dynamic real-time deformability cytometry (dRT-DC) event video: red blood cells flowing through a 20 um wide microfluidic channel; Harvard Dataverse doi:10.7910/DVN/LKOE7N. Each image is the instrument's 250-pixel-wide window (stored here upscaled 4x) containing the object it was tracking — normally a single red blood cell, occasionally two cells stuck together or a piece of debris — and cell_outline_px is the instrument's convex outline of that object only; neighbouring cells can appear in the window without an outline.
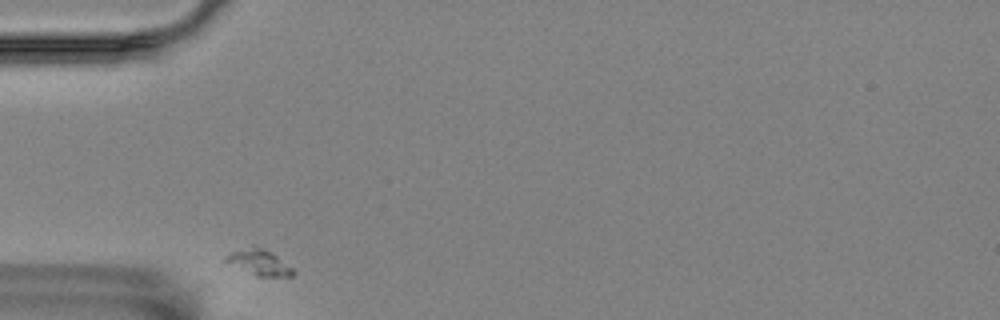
{"species": "Egyptian fruit bat (a non-hibernating species)", "species_latin": "Rousettus aegyptiacus", "temperature_condition": "room temperature", "stored_images_in_passage": 35, "camera_frame_rate_fps": 3000, "um_per_image_px": 0.085, "animal": {"sex": "female"}, "frame": {"image": 1, "passage_image": 1, "time_ms": 0.0, "image_size_px": [1000, 320], "cell_outline_px": [[296, 272], [292, 276], [256, 276], [224, 260], [224, 256], [232, 252], [252, 244], [256, 244], [272, 252], [292, 268]], "centroid_in_image_um": [22.04, 22.26], "position_along_channel_um": 63.0, "area_um2": 10.06}}
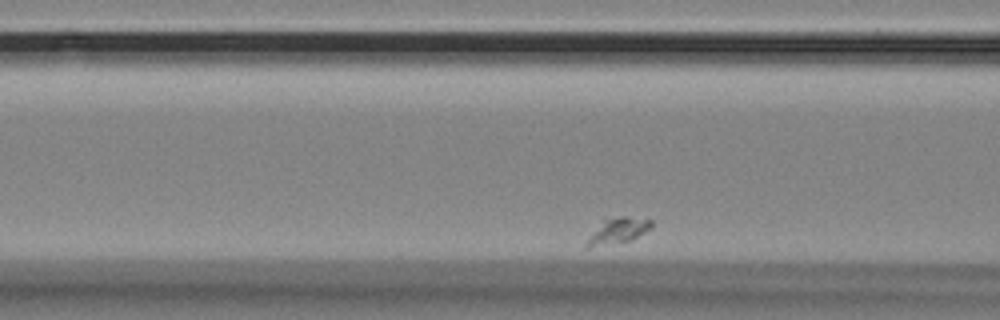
{"frame": {"image": 2, "passage_image": 7, "time_ms": 2.0, "image_size_px": [1000, 320], "cell_outline_px": [[652, 228], [632, 240], [588, 248], [584, 244], [604, 216], [628, 216], [652, 220]], "centroid_in_image_um": [52.51, 19.58], "position_along_channel_um": 114.1, "area_um2": 10.0}}